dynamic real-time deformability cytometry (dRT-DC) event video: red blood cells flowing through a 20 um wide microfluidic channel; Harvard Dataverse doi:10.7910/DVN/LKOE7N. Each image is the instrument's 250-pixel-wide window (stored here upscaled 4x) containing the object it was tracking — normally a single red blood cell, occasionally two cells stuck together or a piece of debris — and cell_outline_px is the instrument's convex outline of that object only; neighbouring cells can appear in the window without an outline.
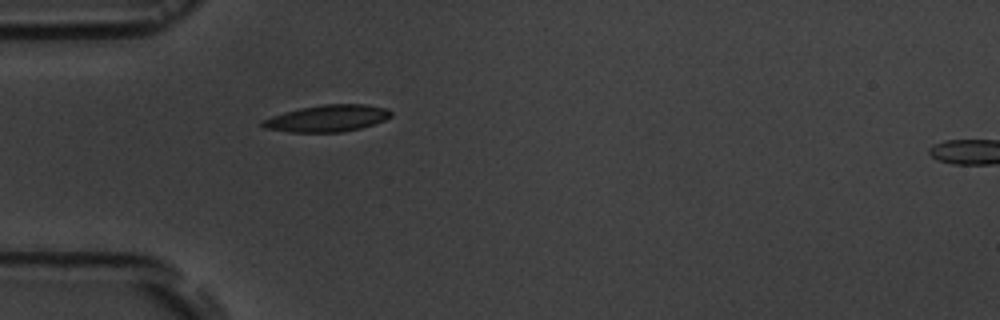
{"species": "common noctule bat (a hibernating species)", "species_latin": "Nyctalus noctula", "temperature_condition": "room temperature", "stored_images_in_passage": 5, "camera_frame_rate_fps": 3000, "um_per_image_px": 0.085, "animal": {"sex": "male", "body_mass_g": 19.5, "forearm_length_mm": 54.6}, "frame": {"image": 1, "passage_image": 5, "time_ms": 4.667, "image_size_px": [1000, 320], "cell_outline_px": [[392, 116], [384, 120], [360, 128], [344, 132], [288, 132], [264, 128], [260, 124], [260, 120], [284, 112], [300, 108], [324, 104], [364, 104], [388, 108], [392, 112]], "centroid_in_image_um": [27.8, 10.06], "position_along_channel_um": 57.2, "area_um2": 20.11}}